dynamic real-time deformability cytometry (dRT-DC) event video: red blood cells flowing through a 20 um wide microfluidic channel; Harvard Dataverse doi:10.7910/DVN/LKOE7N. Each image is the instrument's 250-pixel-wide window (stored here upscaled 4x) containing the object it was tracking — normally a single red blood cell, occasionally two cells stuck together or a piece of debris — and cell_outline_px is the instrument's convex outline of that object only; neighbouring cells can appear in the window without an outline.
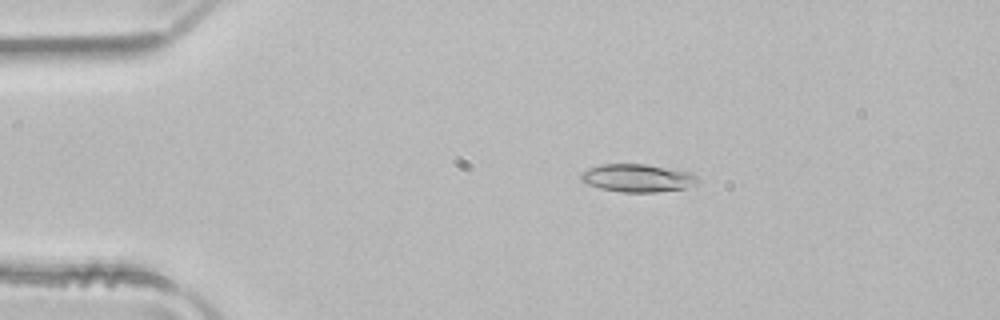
{"species": "common noctule bat (a hibernating species)", "species_latin": "Nyctalus noctula", "temperature_condition": "room temperature", "stored_images_in_passage": 51, "camera_frame_rate_fps": 3000, "um_per_image_px": 0.085, "animal": {"sex": "male", "body_mass_g": 21.5, "forearm_length_mm": 52.0}, "frame": {"image": 1, "passage_image": 10, "time_ms": 3.0, "image_size_px": [1000, 320], "cell_outline_px": [[700, 180], [684, 188], [656, 192], [620, 192], [600, 188], [588, 184], [580, 180], [580, 172], [588, 168], [600, 164], [644, 164], [692, 172]], "centroid_in_image_um": [54.14, 15.12], "position_along_channel_um": 30.9, "area_um2": 18.96}}
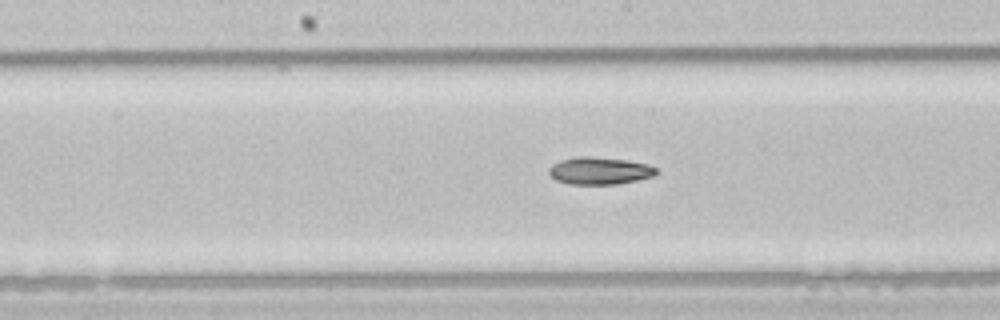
{"frame": {"image": 2, "passage_image": 26, "time_ms": 8.333, "image_size_px": [1000, 320], "cell_outline_px": [[656, 172], [652, 176], [636, 180], [616, 184], [568, 184], [556, 180], [548, 172], [548, 168], [552, 164], [560, 160], [576, 156], [592, 156], [628, 160], [648, 164], [656, 168]], "centroid_in_image_um": [50.92, 14.5], "position_along_channel_um": 197.3, "area_um2": 17.11}}
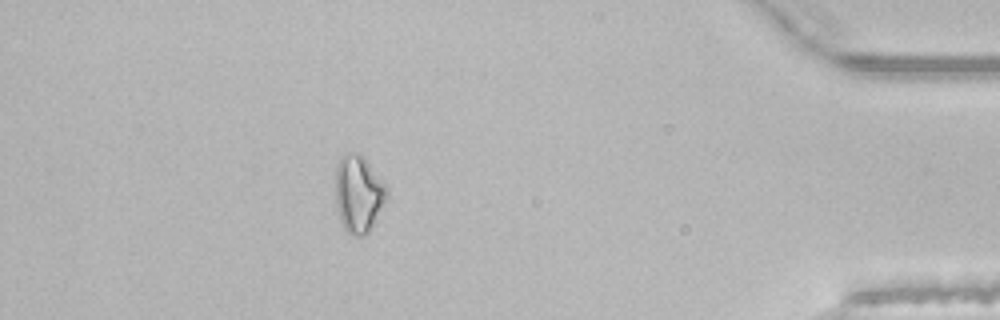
{"frame": {"image": 3, "passage_image": 45, "time_ms": 14.667, "image_size_px": [1000, 320], "cell_outline_px": [[388, 196], [368, 232], [360, 236], [356, 236], [348, 232], [344, 228], [340, 220], [336, 200], [336, 168], [340, 160], [348, 152], [360, 152], [364, 156], [388, 188]], "centroid_in_image_um": [30.48, 16.44], "position_along_channel_um": 404.7, "area_um2": 22.77}, "authors_computed_cell_mechanics": {"area_um2": 18.2648, "velocity_mm_per_s": 4.0506, "shape_relaxation_time_tau1_ms": 11.3023, "shape_relaxation_time_tau2_ms": null, "deformation_change_tau1": 0.2035, "deformation_change_tau2": null}}